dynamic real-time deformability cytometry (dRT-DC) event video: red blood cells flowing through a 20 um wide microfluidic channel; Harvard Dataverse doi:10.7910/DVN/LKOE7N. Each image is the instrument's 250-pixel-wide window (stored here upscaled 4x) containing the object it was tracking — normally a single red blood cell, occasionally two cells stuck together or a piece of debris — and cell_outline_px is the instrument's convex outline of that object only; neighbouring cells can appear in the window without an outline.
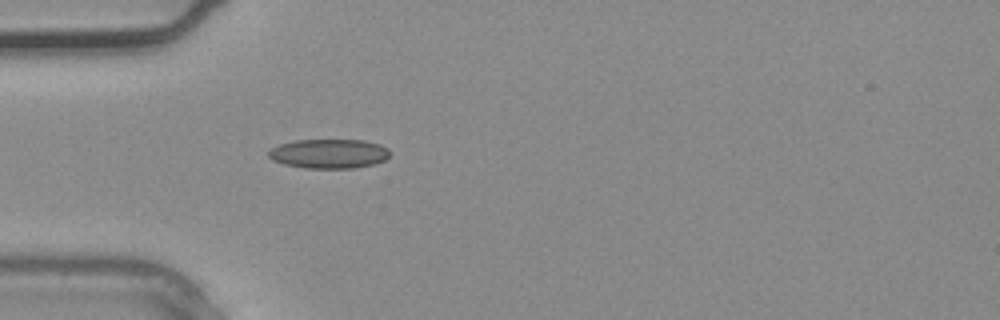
{"species": "common noctule bat (a hibernating species)", "species_latin": "Nyctalus noctula", "temperature_condition": "warm", "stored_images_in_passage": 1, "camera_frame_rate_fps": 3000, "um_per_image_px": 0.085, "animal": {"sex": "male", "body_mass_g": 20.4}, "frame": {"image": 1, "passage_image": 1, "time_ms": 0.0, "image_size_px": [1000, 320], "cell_outline_px": [[388, 156], [384, 160], [376, 164], [356, 168], [304, 168], [284, 164], [272, 160], [268, 156], [268, 152], [272, 148], [280, 144], [296, 140], [364, 140], [380, 144], [388, 148]], "centroid_in_image_um": [27.97, 13.07], "position_along_channel_um": 57.0, "area_um2": 20.81}}